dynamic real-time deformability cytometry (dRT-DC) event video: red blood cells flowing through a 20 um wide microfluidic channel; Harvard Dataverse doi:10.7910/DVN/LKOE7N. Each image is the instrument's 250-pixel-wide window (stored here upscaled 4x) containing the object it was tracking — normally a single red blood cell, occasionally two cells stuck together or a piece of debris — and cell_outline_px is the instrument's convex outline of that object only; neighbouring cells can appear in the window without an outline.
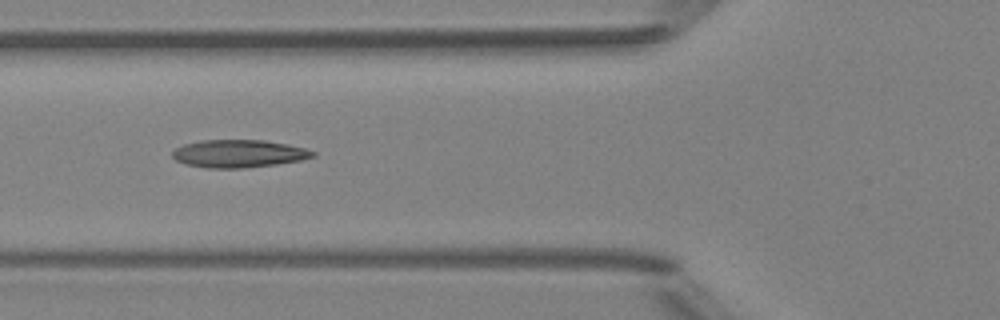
{"species": "Egyptian fruit bat (a non-hibernating species)", "species_latin": "Rousettus aegyptiacus", "temperature_condition": "room temperature", "stored_images_in_passage": 9, "camera_frame_rate_fps": 3000, "um_per_image_px": 0.085, "animal": {"sex": "female"}, "frame": {"image": 1, "passage_image": 6, "time_ms": 5.667, "image_size_px": [1000, 320], "cell_outline_px": [[316, 156], [300, 160], [276, 164], [244, 168], [208, 168], [188, 164], [176, 160], [172, 156], [172, 152], [176, 148], [184, 144], [200, 140], [264, 140], [304, 148], [316, 152]], "centroid_in_image_um": [20.28, 13.05], "position_along_channel_um": 105.5, "area_um2": 22.48}}
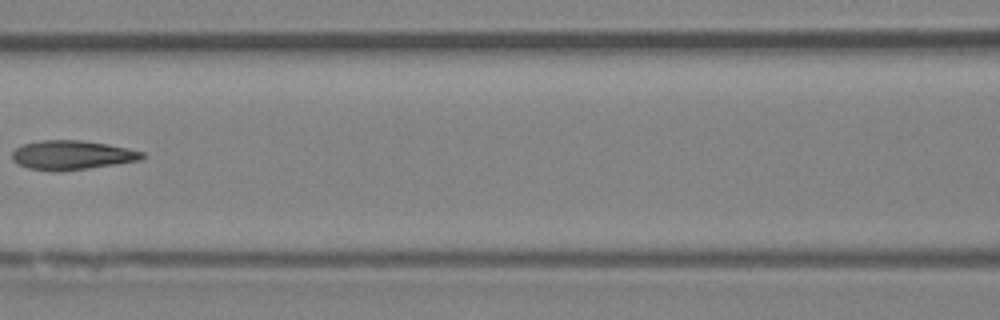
{"frame": {"image": 2, "passage_image": 7, "time_ms": 7.0, "image_size_px": [1000, 320], "cell_outline_px": [[144, 156], [140, 160], [116, 164], [88, 168], [52, 172], [28, 168], [12, 160], [12, 152], [16, 148], [24, 144], [40, 140], [80, 140], [108, 144], [128, 148], [144, 152]], "centroid_in_image_um": [6.11, 13.18], "position_along_channel_um": 160.5, "area_um2": 22.08}}
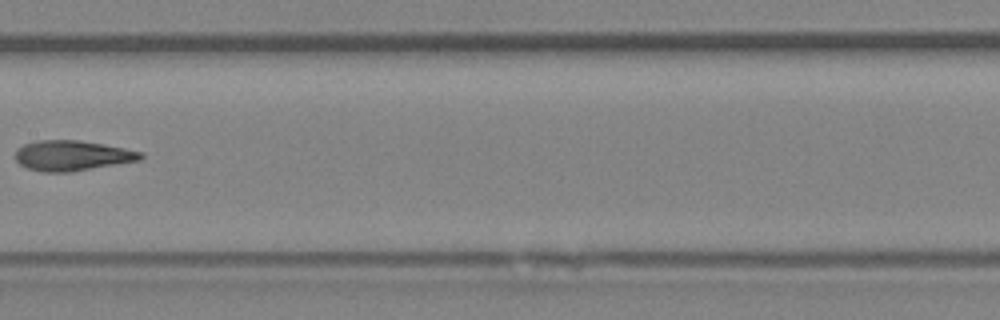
{"frame": {"image": 3, "passage_image": 8, "time_ms": 8.0, "image_size_px": [1000, 320], "cell_outline_px": [[144, 156], [140, 160], [68, 172], [44, 172], [28, 168], [20, 164], [16, 160], [16, 148], [24, 144], [36, 140], [80, 140], [104, 144], [144, 152]], "centroid_in_image_um": [6.13, 13.21], "position_along_channel_um": 201.3, "area_um2": 22.02}}